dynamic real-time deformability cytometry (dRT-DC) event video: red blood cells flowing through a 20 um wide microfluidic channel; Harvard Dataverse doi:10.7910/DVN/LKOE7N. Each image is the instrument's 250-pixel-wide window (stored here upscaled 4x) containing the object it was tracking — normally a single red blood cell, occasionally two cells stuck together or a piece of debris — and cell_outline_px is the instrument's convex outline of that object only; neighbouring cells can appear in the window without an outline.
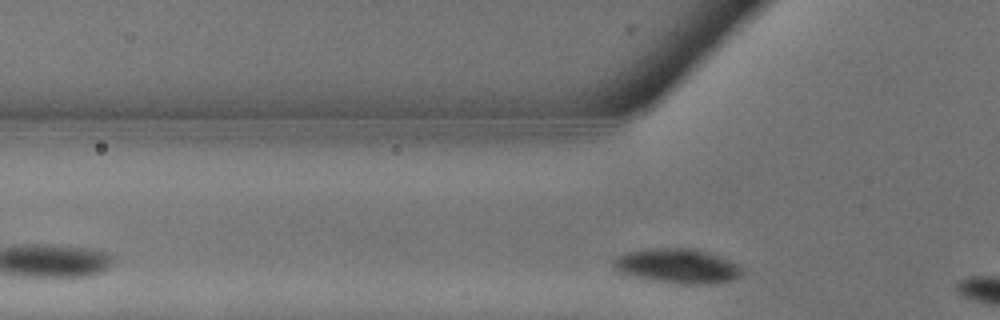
{"species": "common noctule bat (a hibernating species)", "species_latin": "Nyctalus noctula", "temperature_condition": "warm", "stored_images_in_passage": 4, "camera_frame_rate_fps": 3000, "um_per_image_px": 0.085, "animal": {"sex": "male", "body_mass_g": 13.3}, "frame": {"image": 1, "passage_image": 4, "time_ms": 1.0, "image_size_px": [1000, 320], "cell_outline_px": [[740, 276], [732, 280], [720, 284], [708, 284], [664, 280], [636, 276], [620, 272], [612, 268], [612, 260], [616, 256], [624, 252], [648, 248], [692, 248], [708, 252], [720, 256], [740, 264]], "centroid_in_image_um": [57.59, 22.56], "position_along_channel_um": 68.2, "area_um2": 25.49}}